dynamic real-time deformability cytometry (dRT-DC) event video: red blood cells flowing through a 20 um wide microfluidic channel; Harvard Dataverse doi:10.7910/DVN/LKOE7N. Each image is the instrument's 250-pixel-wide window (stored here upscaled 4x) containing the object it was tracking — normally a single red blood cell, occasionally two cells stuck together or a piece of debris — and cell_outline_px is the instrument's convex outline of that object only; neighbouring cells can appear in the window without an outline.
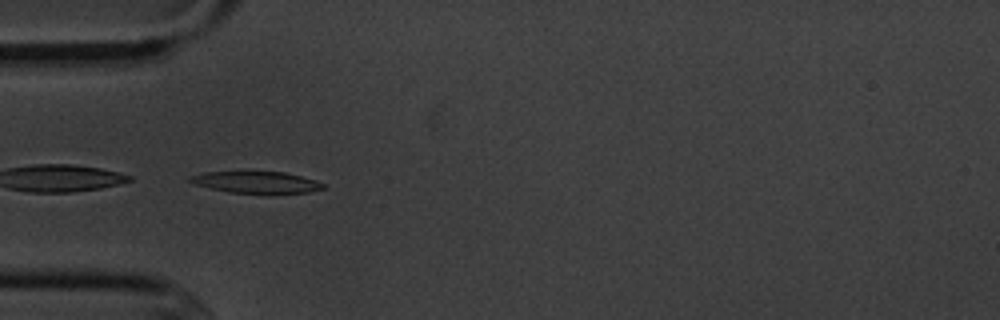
{"species": "common noctule bat (a hibernating species)", "species_latin": "Nyctalus noctula", "temperature_condition": "cold", "stored_images_in_passage": 15, "camera_frame_rate_fps": 3000, "um_per_image_px": 0.085, "animal": {"sex": "male", "body_mass_g": 20.1, "forearm_length_mm": 53.5}, "frame": {"image": 1, "passage_image": 5, "time_ms": 5.333, "image_size_px": [1000, 320], "cell_outline_px": [[324, 188], [308, 192], [228, 192], [192, 184], [188, 180], [188, 176], [204, 172], [248, 168], [284, 172], [316, 180], [324, 184]], "centroid_in_image_um": [21.65, 15.41], "position_along_channel_um": 63.3, "area_um2": 17.51}}
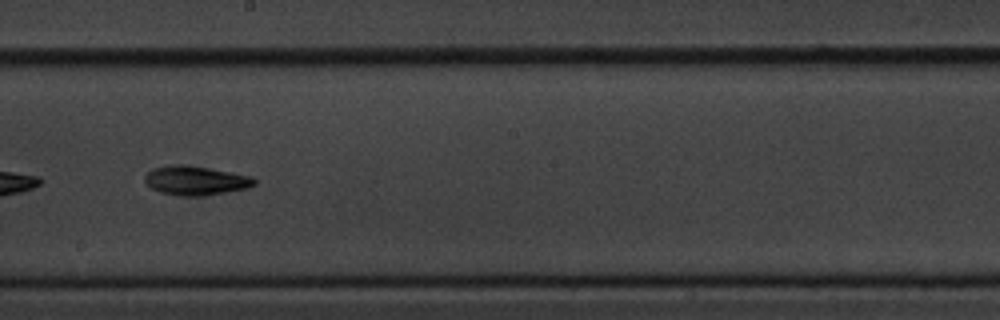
{"frame": {"image": 2, "passage_image": 9, "time_ms": 10.0, "image_size_px": [1000, 320], "cell_outline_px": [[256, 184], [248, 188], [200, 196], [184, 196], [160, 192], [152, 188], [144, 180], [144, 176], [152, 168], [168, 164], [184, 164], [208, 168], [252, 176], [256, 180]], "centroid_in_image_um": [16.61, 15.33], "position_along_channel_um": 231.6, "area_um2": 18.55}}
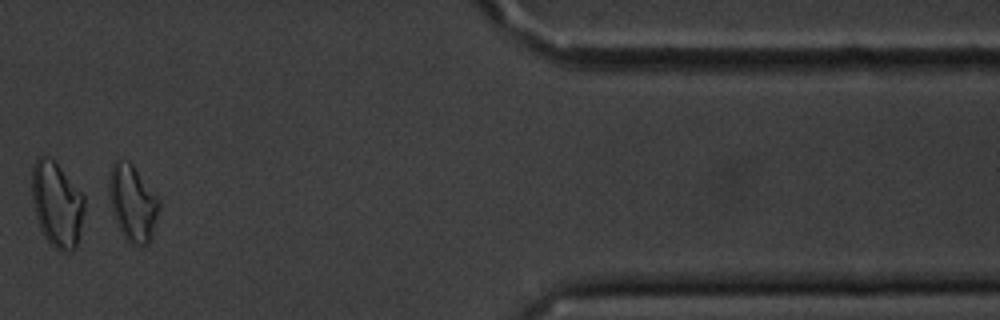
{"frame": {"image": 3, "passage_image": 13, "time_ms": 15.667, "image_size_px": [1000, 320], "cell_outline_px": [[160, 208], [148, 244], [132, 244], [124, 236], [112, 212], [108, 192], [108, 180], [112, 164], [116, 160], [128, 160], [132, 164], [160, 200]], "centroid_in_image_um": [11.26, 17.21], "position_along_channel_um": 400.1, "area_um2": 21.91}, "authors_computed_cell_mechanics": {"area_um2": 18.5538, "velocity_mm_per_s": 3.615, "shape_relaxation_time_tau1_ms": 2.2091, "shape_relaxation_time_tau2_ms": null, "deformation_change_tau1": 0.1026, "deformation_change_tau2": null}}